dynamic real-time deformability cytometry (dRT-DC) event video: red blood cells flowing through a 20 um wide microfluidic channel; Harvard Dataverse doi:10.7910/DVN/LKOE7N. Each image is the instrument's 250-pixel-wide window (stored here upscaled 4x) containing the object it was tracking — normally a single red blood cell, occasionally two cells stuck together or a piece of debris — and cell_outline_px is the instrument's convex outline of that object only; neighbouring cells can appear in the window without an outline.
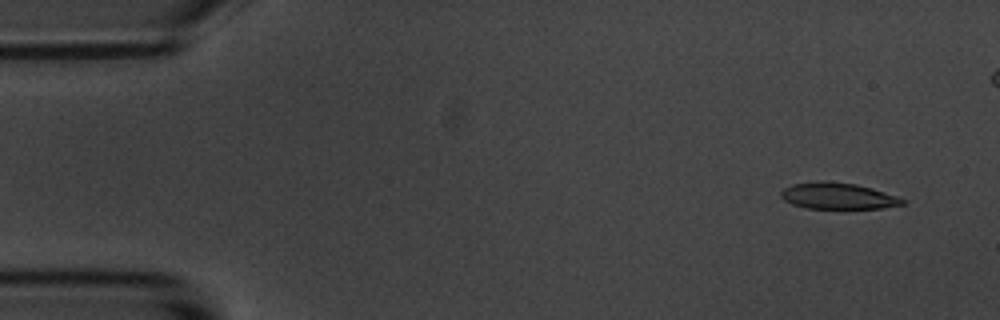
{"species": "common noctule bat (a hibernating species)", "species_latin": "Nyctalus noctula", "temperature_condition": "room temperature", "stored_images_in_passage": 6, "camera_frame_rate_fps": 3000, "um_per_image_px": 0.085, "animal": {"sex": "male", "body_mass_g": 20.1, "forearm_length_mm": 53.5}, "frame": {"image": 1, "passage_image": 1, "time_ms": 0.0, "image_size_px": [1000, 320], "cell_outline_px": [[908, 200], [904, 204], [880, 208], [804, 208], [792, 204], [784, 200], [780, 196], [780, 192], [784, 188], [792, 184], [820, 180], [828, 180], [856, 184], [872, 188]], "centroid_in_image_um": [71.19, 16.64], "position_along_channel_um": 13.8, "area_um2": 18.79}}